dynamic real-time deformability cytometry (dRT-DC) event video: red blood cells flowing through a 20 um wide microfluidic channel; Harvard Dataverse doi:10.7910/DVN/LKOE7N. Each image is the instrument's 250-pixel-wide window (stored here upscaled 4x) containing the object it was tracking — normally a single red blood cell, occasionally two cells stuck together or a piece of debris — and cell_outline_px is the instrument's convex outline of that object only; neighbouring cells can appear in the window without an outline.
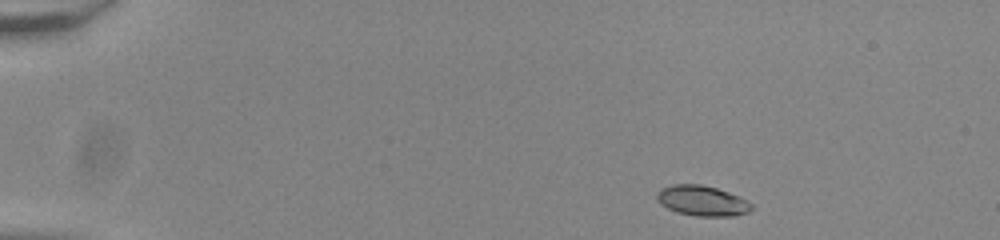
{"species": "common noctule bat (a hibernating species)", "species_latin": "Nyctalus noctula", "temperature_condition": "room temperature", "stored_images_in_passage": 47, "camera_frame_rate_fps": 3000, "um_per_image_px": 0.085, "animal": {"sex": "male", "body_mass_g": 20.0, "forearm_length_mm": 53.3}, "frame": {"image": 1, "passage_image": 1, "time_ms": 0.0, "image_size_px": [1000, 240], "cell_outline_px": [[752, 208], [748, 212], [736, 216], [696, 216], [676, 212], [660, 204], [656, 196], [656, 192], [660, 188], [672, 184], [700, 184], [716, 188], [740, 196], [752, 204]], "centroid_in_image_um": [59.67, 17.06], "position_along_channel_um": 25.3, "area_um2": 16.82}}
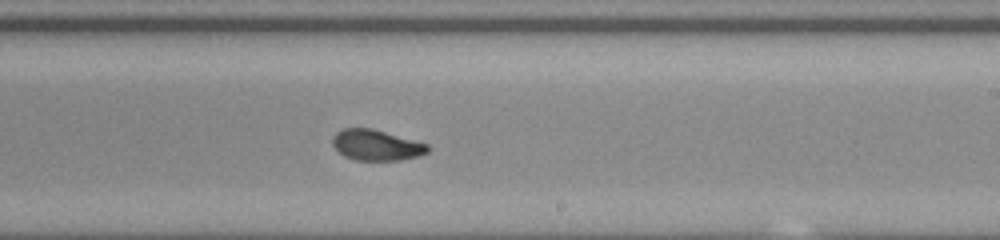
{"frame": {"image": 2, "passage_image": 27, "time_ms": 8.667, "image_size_px": [1000, 240], "cell_outline_px": [[428, 152], [420, 156], [400, 160], [356, 160], [344, 156], [332, 144], [332, 136], [340, 128], [372, 128], [428, 144]], "centroid_in_image_um": [31.97, 12.33], "position_along_channel_um": 257.0, "area_um2": 17.05}}
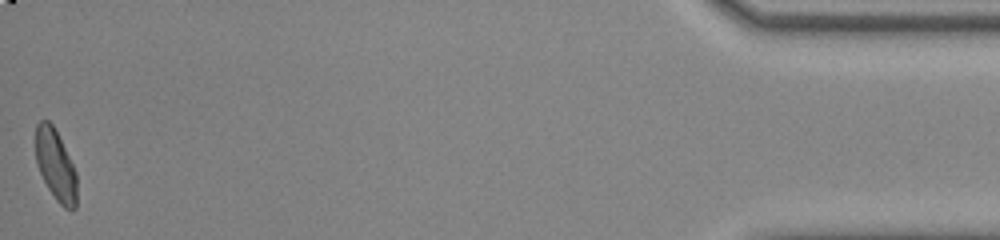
{"frame": {"image": 3, "passage_image": 47, "time_ms": 15.333, "image_size_px": [1000, 240], "cell_outline_px": [[76, 208], [64, 208], [56, 200], [48, 188], [36, 164], [36, 124], [40, 120], [48, 120], [52, 124], [76, 172]], "centroid_in_image_um": [4.71, 14.04], "position_along_channel_um": 430.5, "area_um2": 16.65}, "authors_computed_cell_mechanics": {"area_um2": 17.2244, "velocity_mm_per_s": 3.8488, "shape_relaxation_time_tau1_ms": 3.5466, "shape_relaxation_time_tau2_ms": 0.899, "deformation_change_tau1": 0.1458, "deformation_change_tau2": 0.0571}}